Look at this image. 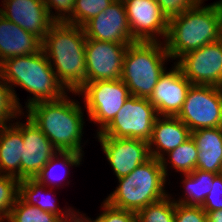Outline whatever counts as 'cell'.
Instances as JSON below:
<instances>
[{
    "label": "cell",
    "instance_id": "cell-17",
    "mask_svg": "<svg viewBox=\"0 0 222 222\" xmlns=\"http://www.w3.org/2000/svg\"><path fill=\"white\" fill-rule=\"evenodd\" d=\"M0 14L27 32L44 39L54 21L43 0H4Z\"/></svg>",
    "mask_w": 222,
    "mask_h": 222
},
{
    "label": "cell",
    "instance_id": "cell-20",
    "mask_svg": "<svg viewBox=\"0 0 222 222\" xmlns=\"http://www.w3.org/2000/svg\"><path fill=\"white\" fill-rule=\"evenodd\" d=\"M0 128V174L21 180L22 122ZM16 124V125H14Z\"/></svg>",
    "mask_w": 222,
    "mask_h": 222
},
{
    "label": "cell",
    "instance_id": "cell-8",
    "mask_svg": "<svg viewBox=\"0 0 222 222\" xmlns=\"http://www.w3.org/2000/svg\"><path fill=\"white\" fill-rule=\"evenodd\" d=\"M177 117L191 132L222 127V88L191 85Z\"/></svg>",
    "mask_w": 222,
    "mask_h": 222
},
{
    "label": "cell",
    "instance_id": "cell-26",
    "mask_svg": "<svg viewBox=\"0 0 222 222\" xmlns=\"http://www.w3.org/2000/svg\"><path fill=\"white\" fill-rule=\"evenodd\" d=\"M171 196L139 210L137 222H175V202Z\"/></svg>",
    "mask_w": 222,
    "mask_h": 222
},
{
    "label": "cell",
    "instance_id": "cell-32",
    "mask_svg": "<svg viewBox=\"0 0 222 222\" xmlns=\"http://www.w3.org/2000/svg\"><path fill=\"white\" fill-rule=\"evenodd\" d=\"M175 222H207V214L201 206L175 203Z\"/></svg>",
    "mask_w": 222,
    "mask_h": 222
},
{
    "label": "cell",
    "instance_id": "cell-14",
    "mask_svg": "<svg viewBox=\"0 0 222 222\" xmlns=\"http://www.w3.org/2000/svg\"><path fill=\"white\" fill-rule=\"evenodd\" d=\"M83 29L88 39L117 42L123 45L136 41L130 32L123 0H115L112 5L90 19Z\"/></svg>",
    "mask_w": 222,
    "mask_h": 222
},
{
    "label": "cell",
    "instance_id": "cell-34",
    "mask_svg": "<svg viewBox=\"0 0 222 222\" xmlns=\"http://www.w3.org/2000/svg\"><path fill=\"white\" fill-rule=\"evenodd\" d=\"M43 2L47 7L50 18L54 22H65L73 14L75 0H43ZM51 8L55 9V11L57 10L56 15L53 14Z\"/></svg>",
    "mask_w": 222,
    "mask_h": 222
},
{
    "label": "cell",
    "instance_id": "cell-39",
    "mask_svg": "<svg viewBox=\"0 0 222 222\" xmlns=\"http://www.w3.org/2000/svg\"><path fill=\"white\" fill-rule=\"evenodd\" d=\"M219 174L222 176V166H221V169H220V172H219Z\"/></svg>",
    "mask_w": 222,
    "mask_h": 222
},
{
    "label": "cell",
    "instance_id": "cell-12",
    "mask_svg": "<svg viewBox=\"0 0 222 222\" xmlns=\"http://www.w3.org/2000/svg\"><path fill=\"white\" fill-rule=\"evenodd\" d=\"M123 3L136 41H160L157 37L162 36L165 42L169 20L155 0H123Z\"/></svg>",
    "mask_w": 222,
    "mask_h": 222
},
{
    "label": "cell",
    "instance_id": "cell-24",
    "mask_svg": "<svg viewBox=\"0 0 222 222\" xmlns=\"http://www.w3.org/2000/svg\"><path fill=\"white\" fill-rule=\"evenodd\" d=\"M199 150L195 141L190 137L187 141L173 149L166 155L169 157V163L177 172L189 174L196 169Z\"/></svg>",
    "mask_w": 222,
    "mask_h": 222
},
{
    "label": "cell",
    "instance_id": "cell-22",
    "mask_svg": "<svg viewBox=\"0 0 222 222\" xmlns=\"http://www.w3.org/2000/svg\"><path fill=\"white\" fill-rule=\"evenodd\" d=\"M217 174L195 169L189 174H184L185 179L182 183L185 185L184 199L174 200L177 204L201 206L206 196L210 193L213 185V179Z\"/></svg>",
    "mask_w": 222,
    "mask_h": 222
},
{
    "label": "cell",
    "instance_id": "cell-38",
    "mask_svg": "<svg viewBox=\"0 0 222 222\" xmlns=\"http://www.w3.org/2000/svg\"><path fill=\"white\" fill-rule=\"evenodd\" d=\"M87 222H100L97 218L95 220H91L90 218H87Z\"/></svg>",
    "mask_w": 222,
    "mask_h": 222
},
{
    "label": "cell",
    "instance_id": "cell-19",
    "mask_svg": "<svg viewBox=\"0 0 222 222\" xmlns=\"http://www.w3.org/2000/svg\"><path fill=\"white\" fill-rule=\"evenodd\" d=\"M42 50V40L0 14V64L9 58Z\"/></svg>",
    "mask_w": 222,
    "mask_h": 222
},
{
    "label": "cell",
    "instance_id": "cell-4",
    "mask_svg": "<svg viewBox=\"0 0 222 222\" xmlns=\"http://www.w3.org/2000/svg\"><path fill=\"white\" fill-rule=\"evenodd\" d=\"M0 76L11 89L18 85L33 94L26 108L41 101H55L67 94L43 50L4 60L0 64Z\"/></svg>",
    "mask_w": 222,
    "mask_h": 222
},
{
    "label": "cell",
    "instance_id": "cell-37",
    "mask_svg": "<svg viewBox=\"0 0 222 222\" xmlns=\"http://www.w3.org/2000/svg\"><path fill=\"white\" fill-rule=\"evenodd\" d=\"M207 222H222V210L206 212Z\"/></svg>",
    "mask_w": 222,
    "mask_h": 222
},
{
    "label": "cell",
    "instance_id": "cell-36",
    "mask_svg": "<svg viewBox=\"0 0 222 222\" xmlns=\"http://www.w3.org/2000/svg\"><path fill=\"white\" fill-rule=\"evenodd\" d=\"M77 212L71 211L68 215L63 218H60L58 222H87V218L84 217V214H75ZM79 215V216H78Z\"/></svg>",
    "mask_w": 222,
    "mask_h": 222
},
{
    "label": "cell",
    "instance_id": "cell-21",
    "mask_svg": "<svg viewBox=\"0 0 222 222\" xmlns=\"http://www.w3.org/2000/svg\"><path fill=\"white\" fill-rule=\"evenodd\" d=\"M199 150L196 169L219 174L222 166V127L191 132Z\"/></svg>",
    "mask_w": 222,
    "mask_h": 222
},
{
    "label": "cell",
    "instance_id": "cell-15",
    "mask_svg": "<svg viewBox=\"0 0 222 222\" xmlns=\"http://www.w3.org/2000/svg\"><path fill=\"white\" fill-rule=\"evenodd\" d=\"M22 123L21 180L35 179L49 160L59 153L48 137L29 119Z\"/></svg>",
    "mask_w": 222,
    "mask_h": 222
},
{
    "label": "cell",
    "instance_id": "cell-10",
    "mask_svg": "<svg viewBox=\"0 0 222 222\" xmlns=\"http://www.w3.org/2000/svg\"><path fill=\"white\" fill-rule=\"evenodd\" d=\"M176 64L192 85L222 88V38L185 53Z\"/></svg>",
    "mask_w": 222,
    "mask_h": 222
},
{
    "label": "cell",
    "instance_id": "cell-31",
    "mask_svg": "<svg viewBox=\"0 0 222 222\" xmlns=\"http://www.w3.org/2000/svg\"><path fill=\"white\" fill-rule=\"evenodd\" d=\"M102 207L104 212L97 216L100 222H137V214L133 211L113 207L105 200Z\"/></svg>",
    "mask_w": 222,
    "mask_h": 222
},
{
    "label": "cell",
    "instance_id": "cell-13",
    "mask_svg": "<svg viewBox=\"0 0 222 222\" xmlns=\"http://www.w3.org/2000/svg\"><path fill=\"white\" fill-rule=\"evenodd\" d=\"M116 177L129 175L151 158L148 142L133 138L97 136Z\"/></svg>",
    "mask_w": 222,
    "mask_h": 222
},
{
    "label": "cell",
    "instance_id": "cell-16",
    "mask_svg": "<svg viewBox=\"0 0 222 222\" xmlns=\"http://www.w3.org/2000/svg\"><path fill=\"white\" fill-rule=\"evenodd\" d=\"M175 66L164 72L149 97L150 103L156 108L158 116H177L183 107L187 92L192 85L186 79L180 67Z\"/></svg>",
    "mask_w": 222,
    "mask_h": 222
},
{
    "label": "cell",
    "instance_id": "cell-23",
    "mask_svg": "<svg viewBox=\"0 0 222 222\" xmlns=\"http://www.w3.org/2000/svg\"><path fill=\"white\" fill-rule=\"evenodd\" d=\"M47 187L41 184L37 179H23L20 180L19 183V197L27 204L33 205L41 209L42 211H46L48 213H52L56 215L59 219L68 215L72 209H68L64 211L57 209V205L55 201L48 196L45 199L39 201V194L43 190V188ZM39 193V194H38ZM41 195V194H40ZM37 199L39 202H37ZM61 214V215H60Z\"/></svg>",
    "mask_w": 222,
    "mask_h": 222
},
{
    "label": "cell",
    "instance_id": "cell-30",
    "mask_svg": "<svg viewBox=\"0 0 222 222\" xmlns=\"http://www.w3.org/2000/svg\"><path fill=\"white\" fill-rule=\"evenodd\" d=\"M19 183L16 177L0 174V222L8 219L19 197Z\"/></svg>",
    "mask_w": 222,
    "mask_h": 222
},
{
    "label": "cell",
    "instance_id": "cell-11",
    "mask_svg": "<svg viewBox=\"0 0 222 222\" xmlns=\"http://www.w3.org/2000/svg\"><path fill=\"white\" fill-rule=\"evenodd\" d=\"M128 45L86 39V82L121 79L123 58Z\"/></svg>",
    "mask_w": 222,
    "mask_h": 222
},
{
    "label": "cell",
    "instance_id": "cell-28",
    "mask_svg": "<svg viewBox=\"0 0 222 222\" xmlns=\"http://www.w3.org/2000/svg\"><path fill=\"white\" fill-rule=\"evenodd\" d=\"M115 0H75L73 14L66 23L83 27L90 19L112 5Z\"/></svg>",
    "mask_w": 222,
    "mask_h": 222
},
{
    "label": "cell",
    "instance_id": "cell-25",
    "mask_svg": "<svg viewBox=\"0 0 222 222\" xmlns=\"http://www.w3.org/2000/svg\"><path fill=\"white\" fill-rule=\"evenodd\" d=\"M62 157V163L59 162L61 161L59 159V157ZM82 156L83 155H80L78 153H75V152H59L57 153V155H55L54 157H52L49 162L43 167L41 173L35 178L37 179L41 184L43 185H47L49 186L50 183L53 184L54 182V185H57L58 186H61L60 184L58 185L57 180L62 181L61 180V177L59 175L56 174V171H55V168L57 167V165H61L62 168H64V170L66 171V168L68 166H78L80 165V162L82 160ZM57 160V161H56ZM57 162V163H56ZM59 163V164H58ZM59 165V166H60ZM58 166V167H59ZM58 170V169H56ZM54 171H55V174H54ZM60 171V170H59ZM64 173V172H63ZM49 182V183H48ZM49 185H48V184Z\"/></svg>",
    "mask_w": 222,
    "mask_h": 222
},
{
    "label": "cell",
    "instance_id": "cell-2",
    "mask_svg": "<svg viewBox=\"0 0 222 222\" xmlns=\"http://www.w3.org/2000/svg\"><path fill=\"white\" fill-rule=\"evenodd\" d=\"M194 8L169 19L166 50L171 59L222 38V6L220 1Z\"/></svg>",
    "mask_w": 222,
    "mask_h": 222
},
{
    "label": "cell",
    "instance_id": "cell-9",
    "mask_svg": "<svg viewBox=\"0 0 222 222\" xmlns=\"http://www.w3.org/2000/svg\"><path fill=\"white\" fill-rule=\"evenodd\" d=\"M158 114L148 98L130 96L112 122L97 136L149 141Z\"/></svg>",
    "mask_w": 222,
    "mask_h": 222
},
{
    "label": "cell",
    "instance_id": "cell-35",
    "mask_svg": "<svg viewBox=\"0 0 222 222\" xmlns=\"http://www.w3.org/2000/svg\"><path fill=\"white\" fill-rule=\"evenodd\" d=\"M201 207L205 212L222 210V176L220 174L214 177L212 189Z\"/></svg>",
    "mask_w": 222,
    "mask_h": 222
},
{
    "label": "cell",
    "instance_id": "cell-29",
    "mask_svg": "<svg viewBox=\"0 0 222 222\" xmlns=\"http://www.w3.org/2000/svg\"><path fill=\"white\" fill-rule=\"evenodd\" d=\"M19 98L14 88L11 89L9 84L0 76V128L7 126V122L18 115L24 114Z\"/></svg>",
    "mask_w": 222,
    "mask_h": 222
},
{
    "label": "cell",
    "instance_id": "cell-6",
    "mask_svg": "<svg viewBox=\"0 0 222 222\" xmlns=\"http://www.w3.org/2000/svg\"><path fill=\"white\" fill-rule=\"evenodd\" d=\"M169 58L165 43L160 41L129 44L123 58L121 80L127 85L130 95L149 99L166 70L165 60Z\"/></svg>",
    "mask_w": 222,
    "mask_h": 222
},
{
    "label": "cell",
    "instance_id": "cell-18",
    "mask_svg": "<svg viewBox=\"0 0 222 222\" xmlns=\"http://www.w3.org/2000/svg\"><path fill=\"white\" fill-rule=\"evenodd\" d=\"M190 137V129L177 116H158L155 120L148 141L149 152L151 157L161 160L165 176L168 175L166 160H169L165 158V153L176 149Z\"/></svg>",
    "mask_w": 222,
    "mask_h": 222
},
{
    "label": "cell",
    "instance_id": "cell-3",
    "mask_svg": "<svg viewBox=\"0 0 222 222\" xmlns=\"http://www.w3.org/2000/svg\"><path fill=\"white\" fill-rule=\"evenodd\" d=\"M69 98V99H68ZM28 117L58 149L82 155L84 120L81 106L65 94L55 101H41L27 108Z\"/></svg>",
    "mask_w": 222,
    "mask_h": 222
},
{
    "label": "cell",
    "instance_id": "cell-5",
    "mask_svg": "<svg viewBox=\"0 0 222 222\" xmlns=\"http://www.w3.org/2000/svg\"><path fill=\"white\" fill-rule=\"evenodd\" d=\"M118 187L106 202L113 207L137 213L147 205L158 202L169 194L165 189L166 176L161 160L151 157L129 175L119 178Z\"/></svg>",
    "mask_w": 222,
    "mask_h": 222
},
{
    "label": "cell",
    "instance_id": "cell-33",
    "mask_svg": "<svg viewBox=\"0 0 222 222\" xmlns=\"http://www.w3.org/2000/svg\"><path fill=\"white\" fill-rule=\"evenodd\" d=\"M160 6L162 13L168 20L174 16L182 14L186 10L194 8L203 0H155Z\"/></svg>",
    "mask_w": 222,
    "mask_h": 222
},
{
    "label": "cell",
    "instance_id": "cell-7",
    "mask_svg": "<svg viewBox=\"0 0 222 222\" xmlns=\"http://www.w3.org/2000/svg\"><path fill=\"white\" fill-rule=\"evenodd\" d=\"M73 94L84 96L87 115L99 123L101 133L115 118L125 101L131 96L127 85L121 80L86 82Z\"/></svg>",
    "mask_w": 222,
    "mask_h": 222
},
{
    "label": "cell",
    "instance_id": "cell-27",
    "mask_svg": "<svg viewBox=\"0 0 222 222\" xmlns=\"http://www.w3.org/2000/svg\"><path fill=\"white\" fill-rule=\"evenodd\" d=\"M8 222H58L59 218L36 206L25 203L18 197L7 219Z\"/></svg>",
    "mask_w": 222,
    "mask_h": 222
},
{
    "label": "cell",
    "instance_id": "cell-1",
    "mask_svg": "<svg viewBox=\"0 0 222 222\" xmlns=\"http://www.w3.org/2000/svg\"><path fill=\"white\" fill-rule=\"evenodd\" d=\"M86 39L83 27L54 22L42 40V50L57 80L70 92H77L86 83Z\"/></svg>",
    "mask_w": 222,
    "mask_h": 222
}]
</instances>
